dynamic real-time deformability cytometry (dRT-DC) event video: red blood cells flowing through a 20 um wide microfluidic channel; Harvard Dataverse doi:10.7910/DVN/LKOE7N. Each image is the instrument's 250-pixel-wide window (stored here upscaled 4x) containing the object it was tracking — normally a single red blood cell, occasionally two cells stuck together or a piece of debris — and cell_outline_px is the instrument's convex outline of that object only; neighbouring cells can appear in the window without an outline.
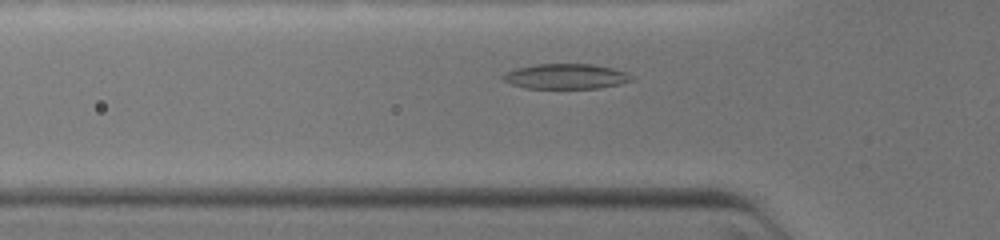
{"species": "common noctule bat (a hibernating species)", "species_latin": "Nyctalus noctula", "temperature_condition": "warm", "stored_images_in_passage": 12, "camera_frame_rate_fps": 3000, "um_per_image_px": 0.085, "animal": {"sex": "female", "body_mass_g": 19.0, "forearm_length_mm": 51.5}, "frame": {"image": 1, "passage_image": 6, "time_ms": 1.0, "image_size_px": [1000, 240], "cell_outline_px": [[636, 80], [620, 84], [600, 88], [524, 88], [500, 80], [500, 76], [504, 72], [516, 68], [536, 64], [592, 64], [612, 68], [628, 72]], "centroid_in_image_um": [48.09, 6.49], "position_along_channel_um": 77.7, "area_um2": 19.13}}
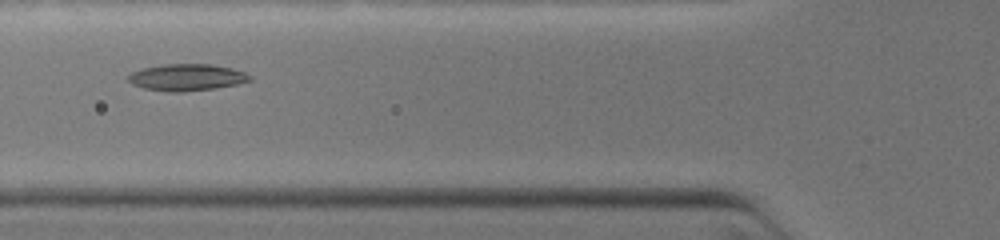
{"frame": {"image": 2, "passage_image": 9, "time_ms": 1.667, "image_size_px": [1000, 240], "cell_outline_px": [[252, 80], [236, 84], [216, 88], [184, 92], [168, 92], [144, 88], [132, 84], [128, 80], [128, 76], [132, 72], [144, 68], [160, 64], [212, 64], [232, 68], [244, 72], [252, 76]], "centroid_in_image_um": [15.88, 6.57], "position_along_channel_um": 109.9, "area_um2": 19.02}}
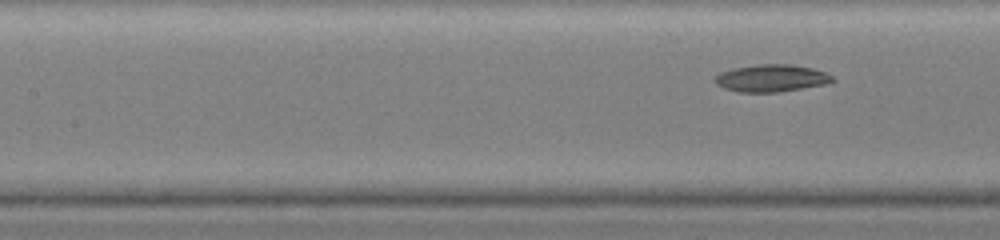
{"frame": {"image": 3, "passage_image": 12, "time_ms": 2.333, "image_size_px": [1000, 240], "cell_outline_px": [[836, 80], [828, 84], [780, 92], [740, 92], [724, 88], [716, 84], [716, 76], [720, 72], [732, 68], [756, 64], [792, 64], [812, 68], [824, 72], [832, 76]], "centroid_in_image_um": [65.59, 6.64], "position_along_channel_um": 141.8, "area_um2": 18.79}}